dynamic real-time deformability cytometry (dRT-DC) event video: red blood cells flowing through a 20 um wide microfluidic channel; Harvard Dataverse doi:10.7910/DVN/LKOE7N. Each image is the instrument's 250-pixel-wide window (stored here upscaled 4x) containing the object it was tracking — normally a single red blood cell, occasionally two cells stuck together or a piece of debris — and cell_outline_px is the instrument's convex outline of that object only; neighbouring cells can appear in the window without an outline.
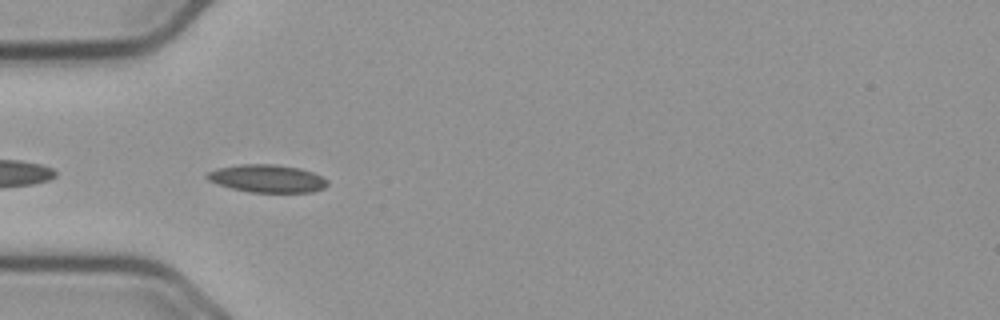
{"species": "common noctule bat (a hibernating species)", "species_latin": "Nyctalus noctula", "temperature_condition": "cold", "stored_images_in_passage": 41, "camera_frame_rate_fps": 3000, "um_per_image_px": 0.085, "animal": {"sex": "male", "body_mass_g": 23.1, "forearm_length_mm": 52.7}, "frame": {"image": 1, "passage_image": 2, "time_ms": 0.333, "image_size_px": [1000, 320], "cell_outline_px": [[328, 184], [324, 188], [312, 192], [248, 192], [216, 184], [208, 180], [204, 176], [208, 172], [216, 168], [240, 164], [276, 164], [300, 168], [312, 172], [328, 180]], "centroid_in_image_um": [22.68, 15.17], "position_along_channel_um": 62.3, "area_um2": 19.59}}
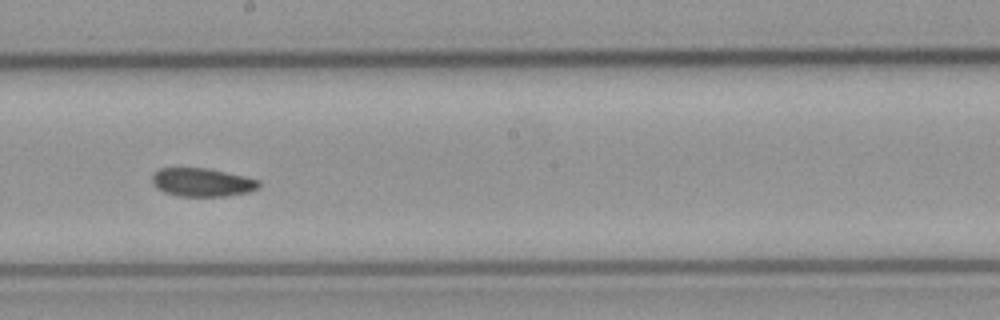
{"frame": {"image": 2, "passage_image": 16, "time_ms": 5.0, "image_size_px": [1000, 320], "cell_outline_px": [[260, 188], [248, 192], [224, 196], [180, 196], [164, 192], [156, 188], [152, 184], [152, 176], [160, 168], [208, 168], [244, 176], [260, 180]], "centroid_in_image_um": [17.19, 15.5], "position_along_channel_um": 231.0, "area_um2": 17.69}}
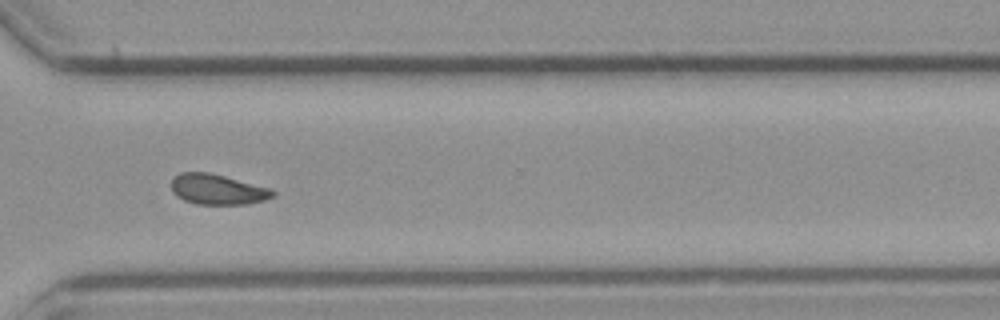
{"frame": {"image": 3, "passage_image": 26, "time_ms": 8.333, "image_size_px": [1000, 320], "cell_outline_px": [[276, 196], [264, 200], [248, 204], [196, 204], [184, 200], [176, 196], [172, 192], [172, 180], [180, 172], [208, 172], [272, 188], [276, 192]], "centroid_in_image_um": [18.52, 16.1], "position_along_channel_um": 352.1, "area_um2": 18.03}, "authors_computed_cell_mechanics": {"area_um2": 18.0336, "velocity_mm_per_s": 3.6356, "shape_relaxation_time_tau1_ms": null, "shape_relaxation_time_tau2_ms": 10.0558, "deformation_change_tau1": null, "deformation_change_tau2": 0.1295}}